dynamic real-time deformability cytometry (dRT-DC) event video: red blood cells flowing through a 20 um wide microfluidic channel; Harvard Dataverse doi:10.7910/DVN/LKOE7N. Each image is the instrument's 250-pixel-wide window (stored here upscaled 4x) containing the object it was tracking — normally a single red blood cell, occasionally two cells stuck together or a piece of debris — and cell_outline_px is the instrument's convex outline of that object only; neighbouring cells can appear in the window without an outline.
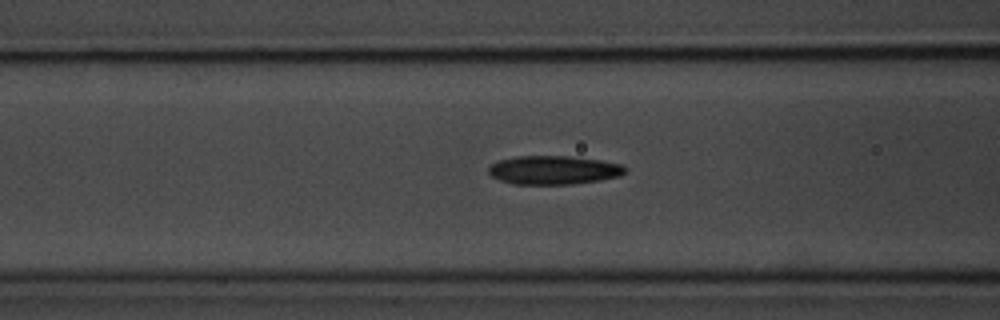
{"species": "common noctule bat (a hibernating species)", "species_latin": "Nyctalus noctula", "temperature_condition": "room temperature", "stored_images_in_passage": 6, "segment_of_instrument_passage": [2, 2], "camera_frame_rate_fps": 3000, "um_per_image_px": 0.085, "animal": {"sex": "male", "body_mass_g": 20.1, "forearm_length_mm": 53.5}, "frame": {"image": 1, "passage_image": 6, "time_ms": 6.667, "image_size_px": [1000, 320], "cell_outline_px": [[628, 168], [620, 176], [600, 180], [572, 184], [516, 184], [500, 180], [492, 176], [488, 172], [488, 168], [492, 164], [500, 160], [516, 156], [568, 156], [600, 160], [624, 164]], "centroid_in_image_um": [47.09, 14.45], "position_along_channel_um": 119.5, "area_um2": 22.83}}